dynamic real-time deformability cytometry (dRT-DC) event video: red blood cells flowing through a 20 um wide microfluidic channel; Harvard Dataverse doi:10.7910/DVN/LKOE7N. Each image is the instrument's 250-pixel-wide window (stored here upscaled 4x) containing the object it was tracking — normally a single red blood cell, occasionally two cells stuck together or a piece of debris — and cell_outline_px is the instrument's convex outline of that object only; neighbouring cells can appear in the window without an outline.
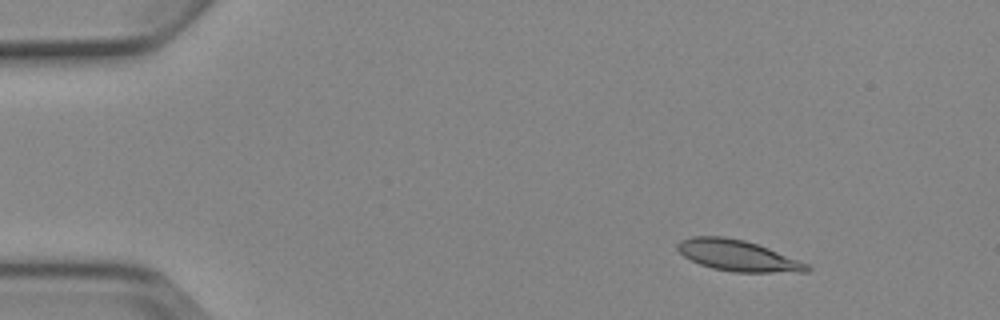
{"species": "Egyptian fruit bat (a non-hibernating species)", "species_latin": "Rousettus aegyptiacus", "temperature_condition": "cold", "stored_images_in_passage": 6, "camera_frame_rate_fps": 3000, "um_per_image_px": 0.085, "animal": {"sex": "female"}, "frame": {"image": 1, "passage_image": 2, "time_ms": 1.0, "image_size_px": [1000, 320], "cell_outline_px": [[812, 268], [808, 272], [732, 272], [712, 268], [700, 264], [684, 256], [676, 248], [676, 244], [680, 240], [692, 236], [724, 236], [744, 240], [768, 248], [808, 264]], "centroid_in_image_um": [62.69, 21.72], "position_along_channel_um": 22.3, "area_um2": 23.29}}
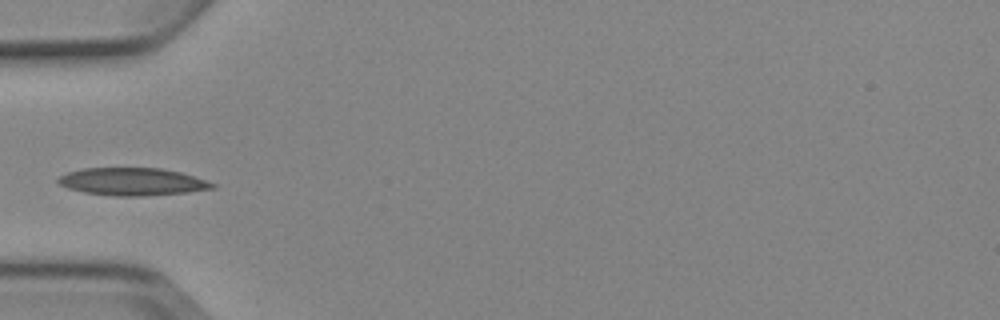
{"frame": {"image": 2, "passage_image": 5, "time_ms": 4.667, "image_size_px": [1000, 320], "cell_outline_px": [[216, 188], [188, 192], [144, 196], [116, 196], [84, 192], [68, 188], [60, 184], [56, 180], [60, 176], [68, 172], [80, 168], [160, 168], [180, 172], [216, 184]], "centroid_in_image_um": [11.24, 15.44], "position_along_channel_um": 73.8, "area_um2": 24.68}}
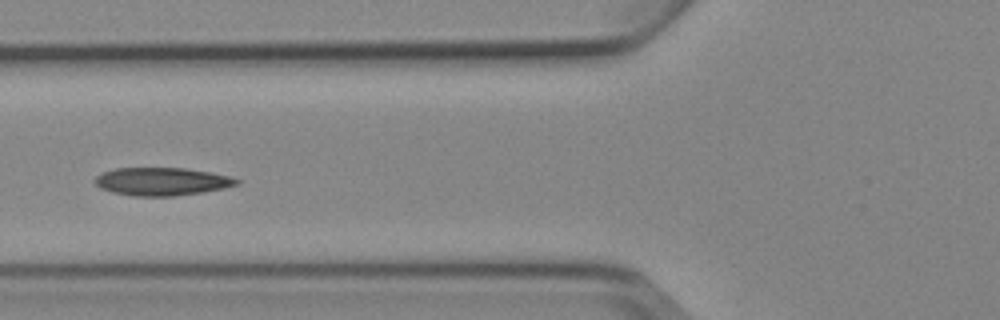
{"frame": {"image": 3, "passage_image": 6, "time_ms": 5.667, "image_size_px": [1000, 320], "cell_outline_px": [[240, 184], [224, 188], [200, 192], [172, 196], [132, 196], [112, 192], [100, 188], [92, 180], [100, 172], [116, 168], [184, 168], [212, 172], [228, 176], [240, 180]], "centroid_in_image_um": [13.72, 15.42], "position_along_channel_um": 112.1, "area_um2": 23.18}}